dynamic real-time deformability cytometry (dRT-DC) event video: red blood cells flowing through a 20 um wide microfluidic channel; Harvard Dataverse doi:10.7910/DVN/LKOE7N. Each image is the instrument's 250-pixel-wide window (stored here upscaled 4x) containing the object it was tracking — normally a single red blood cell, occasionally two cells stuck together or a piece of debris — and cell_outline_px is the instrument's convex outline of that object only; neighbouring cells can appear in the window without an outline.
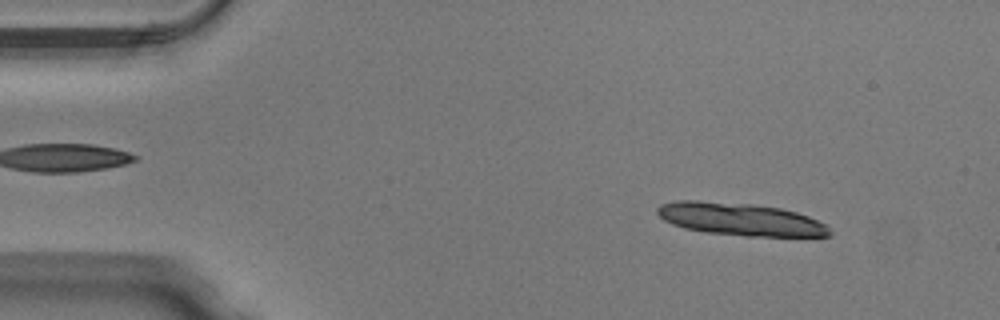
{"species": "Egyptian fruit bat (a non-hibernating species)", "species_latin": "Rousettus aegyptiacus", "temperature_condition": "warm", "stored_images_in_passage": 24, "segment_of_instrument_passage": [1, 2], "camera_frame_rate_fps": 3000, "um_per_image_px": 0.085, "animal": {"sex": "male"}, "frame": {"image": 1, "passage_image": 5, "time_ms": 1.333, "image_size_px": [1000, 320], "cell_outline_px": [[832, 236], [744, 236], [708, 232], [684, 228], [672, 224], [664, 220], [656, 212], [656, 208], [660, 204], [676, 200], [700, 200], [752, 204], [780, 208], [796, 212], [808, 216], [824, 224], [832, 232]], "centroid_in_image_um": [62.89, 18.62], "position_along_channel_um": 22.1, "area_um2": 32.71}}